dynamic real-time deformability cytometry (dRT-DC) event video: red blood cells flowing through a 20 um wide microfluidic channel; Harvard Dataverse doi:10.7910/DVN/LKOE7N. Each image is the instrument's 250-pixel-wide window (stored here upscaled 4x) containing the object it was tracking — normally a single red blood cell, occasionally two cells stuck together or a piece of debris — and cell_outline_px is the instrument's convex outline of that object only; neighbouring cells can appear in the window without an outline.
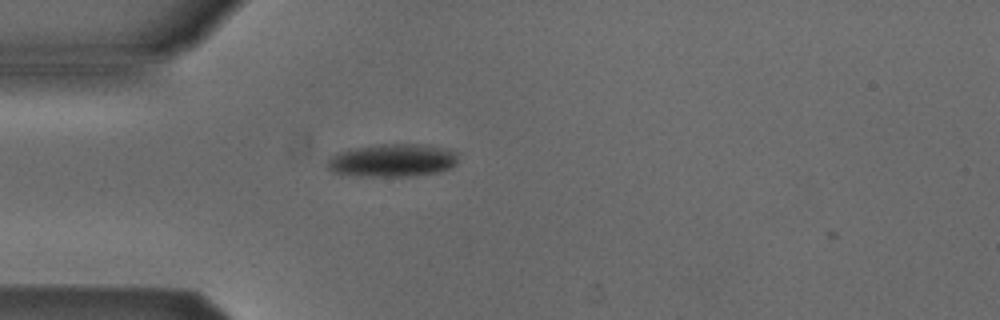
{"species": "Egyptian fruit bat (a non-hibernating species)", "species_latin": "Rousettus aegyptiacus", "temperature_condition": "cold", "stored_images_in_passage": 4, "camera_frame_rate_fps": 3000, "um_per_image_px": 0.085, "animal": {"sex": "male"}, "frame": {"image": 1, "passage_image": 2, "time_ms": 0.333, "image_size_px": [1000, 320], "cell_outline_px": [[460, 152], [456, 164], [448, 168], [436, 172], [404, 176], [360, 176], [332, 172], [328, 168], [328, 156], [336, 152], [376, 144], [428, 144], [448, 148]], "centroid_in_image_um": [33.38, 13.6], "position_along_channel_um": 51.6, "area_um2": 25.32}}